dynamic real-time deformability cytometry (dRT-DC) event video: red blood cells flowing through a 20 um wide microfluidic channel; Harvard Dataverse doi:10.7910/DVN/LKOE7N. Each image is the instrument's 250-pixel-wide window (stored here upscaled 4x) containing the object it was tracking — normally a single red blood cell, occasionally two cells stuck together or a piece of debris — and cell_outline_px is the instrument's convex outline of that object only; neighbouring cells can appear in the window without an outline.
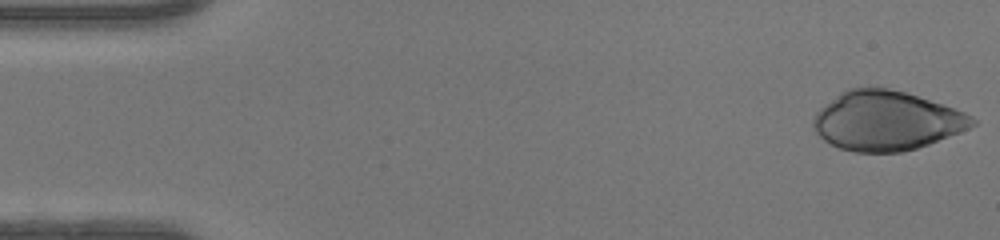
{"species": "human", "species_latin": "Homo sapiens", "temperature_condition": "warm", "stored_images_in_passage": 46, "camera_frame_rate_fps": 3000, "um_per_image_px": 0.085, "donor": {"sex": "female"}, "frame": {"image": 1, "passage_image": 1, "time_ms": 0.0, "image_size_px": [1000, 240], "cell_outline_px": [[976, 124], [960, 132], [928, 144], [916, 148], [900, 152], [856, 152], [840, 148], [824, 140], [812, 128], [812, 120], [816, 112], [820, 108], [840, 92], [848, 88], [888, 88], [904, 92], [944, 104], [964, 112], [972, 116], [976, 120]], "centroid_in_image_um": [75.33, 10.26], "position_along_channel_um": 9.7, "area_um2": 54.68}}
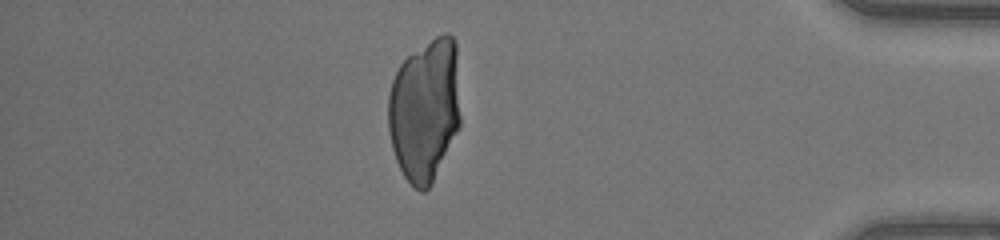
{"frame": {"image": 2, "passage_image": 40, "time_ms": 13.0, "image_size_px": [1000, 240], "cell_outline_px": [[460, 128], [432, 184], [424, 192], [420, 192], [404, 176], [396, 160], [392, 148], [388, 132], [388, 96], [392, 80], [400, 64], [408, 56], [436, 36], [444, 32], [448, 32], [456, 40], [460, 116]], "centroid_in_image_um": [36.12, 9.34], "position_along_channel_um": 399.1, "area_um2": 60.75}}